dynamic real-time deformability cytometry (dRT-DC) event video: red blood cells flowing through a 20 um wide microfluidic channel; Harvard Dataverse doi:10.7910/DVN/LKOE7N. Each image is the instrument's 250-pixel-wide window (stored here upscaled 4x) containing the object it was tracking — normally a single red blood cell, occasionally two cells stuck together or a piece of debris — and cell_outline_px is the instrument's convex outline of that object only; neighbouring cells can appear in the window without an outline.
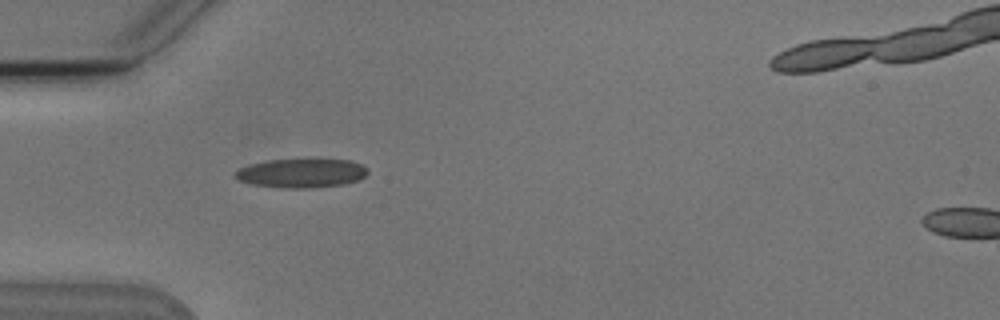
{"species": "Egyptian fruit bat (a non-hibernating species)", "species_latin": "Rousettus aegyptiacus", "temperature_condition": "cold", "stored_images_in_passage": 1, "camera_frame_rate_fps": 3000, "um_per_image_px": 0.085, "animal": {"sex": "male"}, "frame": {"image": 1, "passage_image": 1, "time_ms": 0.0, "image_size_px": [1000, 320], "cell_outline_px": [[368, 172], [360, 180], [344, 184], [312, 188], [284, 188], [252, 184], [240, 180], [236, 176], [236, 172], [240, 168], [252, 164], [268, 160], [352, 160], [360, 164]], "centroid_in_image_um": [25.65, 14.73], "position_along_channel_um": 59.3, "area_um2": 21.96}}